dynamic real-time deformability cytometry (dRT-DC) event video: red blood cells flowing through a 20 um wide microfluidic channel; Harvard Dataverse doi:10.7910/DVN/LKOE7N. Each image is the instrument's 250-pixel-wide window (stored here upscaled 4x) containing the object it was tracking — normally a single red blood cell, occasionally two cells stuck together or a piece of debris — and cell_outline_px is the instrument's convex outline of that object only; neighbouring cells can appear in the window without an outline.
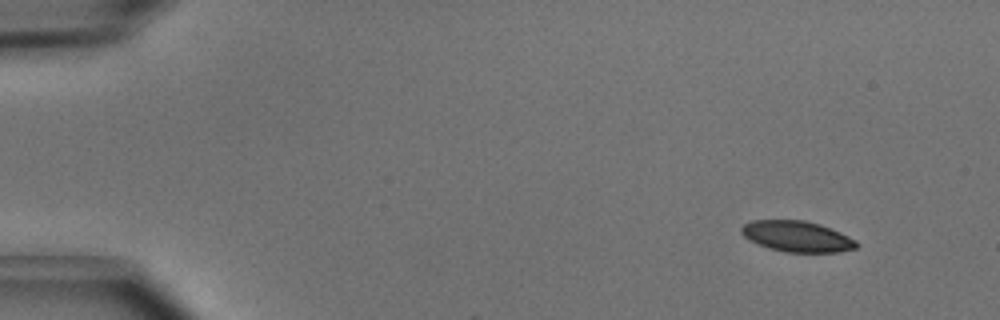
{"species": "common noctule bat (a hibernating species)", "species_latin": "Nyctalus noctula", "temperature_condition": "cold", "stored_images_in_passage": 2, "camera_frame_rate_fps": 3000, "um_per_image_px": 0.085, "animal": {"sex": "male", "body_mass_g": 15.6}, "frame": {"image": 1, "passage_image": 1, "time_ms": 0.0, "image_size_px": [1000, 320], "cell_outline_px": [[860, 244], [856, 248], [840, 252], [784, 252], [768, 248], [748, 240], [740, 232], [740, 228], [744, 224], [752, 220], [804, 220], [820, 224], [840, 232], [856, 240]], "centroid_in_image_um": [67.74, 20.1], "position_along_channel_um": 17.3, "area_um2": 20.87}}